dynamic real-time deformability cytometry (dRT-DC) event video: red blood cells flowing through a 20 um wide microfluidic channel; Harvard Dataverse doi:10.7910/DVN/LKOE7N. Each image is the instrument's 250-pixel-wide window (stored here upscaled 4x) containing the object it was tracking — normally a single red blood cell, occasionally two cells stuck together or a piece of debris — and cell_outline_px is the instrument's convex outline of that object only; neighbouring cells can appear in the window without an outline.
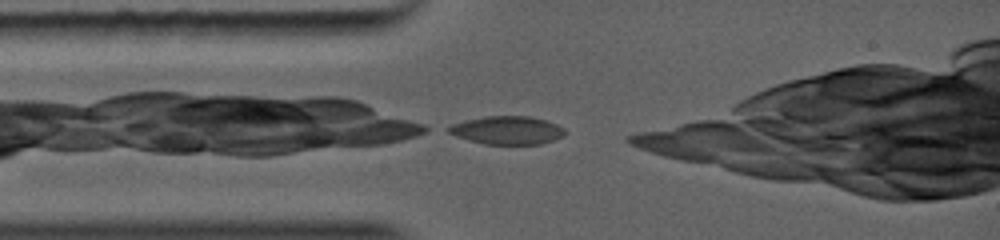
{"species": "common noctule bat (a hibernating species)", "species_latin": "Nyctalus noctula", "temperature_condition": "warm", "stored_images_in_passage": 6, "camera_frame_rate_fps": 5000, "um_per_image_px": 0.085, "animal": {"sex": "female", "body_mass_g": 19.0, "forearm_length_mm": 56.7}, "frame": {"image": 1, "passage_image": 1, "time_ms": 0.0, "image_size_px": [1000, 240], "cell_outline_px": [[568, 132], [564, 136], [556, 140], [540, 144], [484, 144], [468, 140], [456, 136], [448, 132], [444, 128], [452, 124], [468, 120], [492, 116], [528, 116], [544, 120], [556, 124], [564, 128]], "centroid_in_image_um": [43.14, 11.08], "position_along_channel_um": 41.9, "area_um2": 19.13}}
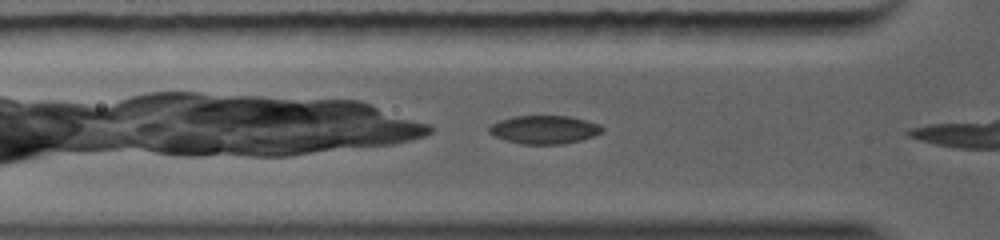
{"frame": {"image": 2, "passage_image": 3, "time_ms": 0.8, "image_size_px": [1000, 240], "cell_outline_px": [[604, 132], [580, 140], [564, 144], [520, 144], [504, 140], [488, 132], [488, 128], [492, 124], [500, 120], [516, 116], [564, 116], [584, 120], [600, 124], [604, 128]], "centroid_in_image_um": [46.26, 11.03], "position_along_channel_um": 79.5, "area_um2": 18.55}}
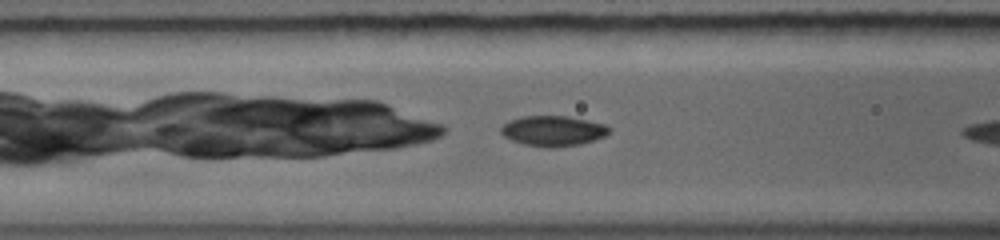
{"frame": {"image": 3, "passage_image": 5, "time_ms": 1.6, "image_size_px": [1000, 240], "cell_outline_px": [[608, 132], [604, 136], [596, 140], [580, 144], [560, 148], [544, 148], [524, 144], [512, 140], [504, 136], [500, 132], [500, 128], [504, 124], [512, 120], [528, 116], [560, 116], [584, 120], [604, 124], [608, 128]], "centroid_in_image_um": [46.99, 11.16], "position_along_channel_um": 119.6, "area_um2": 18.84}}